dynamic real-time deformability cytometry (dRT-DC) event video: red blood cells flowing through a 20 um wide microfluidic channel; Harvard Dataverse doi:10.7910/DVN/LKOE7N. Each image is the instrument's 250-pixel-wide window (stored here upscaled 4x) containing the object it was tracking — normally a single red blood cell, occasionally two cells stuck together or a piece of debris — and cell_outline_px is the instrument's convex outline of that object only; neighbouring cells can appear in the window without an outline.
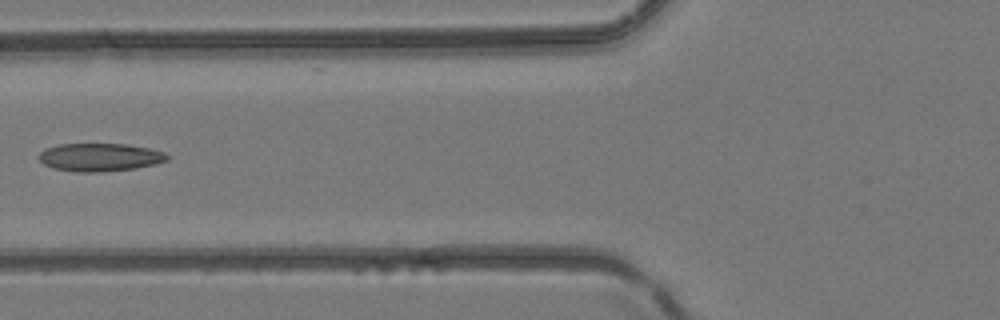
{"species": "common noctule bat (a hibernating species)", "species_latin": "Nyctalus noctula", "temperature_condition": "room temperature", "stored_images_in_passage": 5, "camera_frame_rate_fps": 3000, "um_per_image_px": 0.085, "animal": {"sex": "female", "body_mass_g": 24.6, "forearm_length_mm": 56.2}, "frame": {"image": 1, "passage_image": 5, "time_ms": 1.333, "image_size_px": [1000, 320], "cell_outline_px": [[168, 160], [136, 168], [100, 172], [76, 172], [52, 168], [44, 164], [40, 160], [40, 152], [44, 148], [60, 144], [124, 144], [148, 148], [164, 152], [168, 156]], "centroid_in_image_um": [8.45, 13.37], "position_along_channel_um": 117.3, "area_um2": 20.81}}